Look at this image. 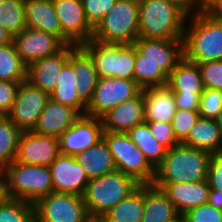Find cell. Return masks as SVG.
I'll use <instances>...</instances> for the list:
<instances>
[{
  "label": "cell",
  "mask_w": 222,
  "mask_h": 222,
  "mask_svg": "<svg viewBox=\"0 0 222 222\" xmlns=\"http://www.w3.org/2000/svg\"><path fill=\"white\" fill-rule=\"evenodd\" d=\"M0 24L13 37L26 26L25 0H4L0 5Z\"/></svg>",
  "instance_id": "35"
},
{
  "label": "cell",
  "mask_w": 222,
  "mask_h": 222,
  "mask_svg": "<svg viewBox=\"0 0 222 222\" xmlns=\"http://www.w3.org/2000/svg\"><path fill=\"white\" fill-rule=\"evenodd\" d=\"M182 143L210 153H222V137L215 119L200 116Z\"/></svg>",
  "instance_id": "28"
},
{
  "label": "cell",
  "mask_w": 222,
  "mask_h": 222,
  "mask_svg": "<svg viewBox=\"0 0 222 222\" xmlns=\"http://www.w3.org/2000/svg\"><path fill=\"white\" fill-rule=\"evenodd\" d=\"M103 124L100 117L81 115L59 137V152L76 156L103 139Z\"/></svg>",
  "instance_id": "12"
},
{
  "label": "cell",
  "mask_w": 222,
  "mask_h": 222,
  "mask_svg": "<svg viewBox=\"0 0 222 222\" xmlns=\"http://www.w3.org/2000/svg\"><path fill=\"white\" fill-rule=\"evenodd\" d=\"M61 27V41L81 46L93 38L94 29L88 23L82 0H53Z\"/></svg>",
  "instance_id": "11"
},
{
  "label": "cell",
  "mask_w": 222,
  "mask_h": 222,
  "mask_svg": "<svg viewBox=\"0 0 222 222\" xmlns=\"http://www.w3.org/2000/svg\"><path fill=\"white\" fill-rule=\"evenodd\" d=\"M207 203L222 210V192L216 189H210Z\"/></svg>",
  "instance_id": "48"
},
{
  "label": "cell",
  "mask_w": 222,
  "mask_h": 222,
  "mask_svg": "<svg viewBox=\"0 0 222 222\" xmlns=\"http://www.w3.org/2000/svg\"><path fill=\"white\" fill-rule=\"evenodd\" d=\"M10 198L8 194L7 179L2 170H0V205Z\"/></svg>",
  "instance_id": "49"
},
{
  "label": "cell",
  "mask_w": 222,
  "mask_h": 222,
  "mask_svg": "<svg viewBox=\"0 0 222 222\" xmlns=\"http://www.w3.org/2000/svg\"><path fill=\"white\" fill-rule=\"evenodd\" d=\"M86 222H103L101 218L90 217Z\"/></svg>",
  "instance_id": "54"
},
{
  "label": "cell",
  "mask_w": 222,
  "mask_h": 222,
  "mask_svg": "<svg viewBox=\"0 0 222 222\" xmlns=\"http://www.w3.org/2000/svg\"><path fill=\"white\" fill-rule=\"evenodd\" d=\"M188 16L168 0H139V37L184 39Z\"/></svg>",
  "instance_id": "2"
},
{
  "label": "cell",
  "mask_w": 222,
  "mask_h": 222,
  "mask_svg": "<svg viewBox=\"0 0 222 222\" xmlns=\"http://www.w3.org/2000/svg\"><path fill=\"white\" fill-rule=\"evenodd\" d=\"M168 195L178 214H186L189 210L206 204L210 186L207 180L192 183H153Z\"/></svg>",
  "instance_id": "20"
},
{
  "label": "cell",
  "mask_w": 222,
  "mask_h": 222,
  "mask_svg": "<svg viewBox=\"0 0 222 222\" xmlns=\"http://www.w3.org/2000/svg\"><path fill=\"white\" fill-rule=\"evenodd\" d=\"M176 111L174 92L167 85L144 89L145 122L171 123Z\"/></svg>",
  "instance_id": "22"
},
{
  "label": "cell",
  "mask_w": 222,
  "mask_h": 222,
  "mask_svg": "<svg viewBox=\"0 0 222 222\" xmlns=\"http://www.w3.org/2000/svg\"><path fill=\"white\" fill-rule=\"evenodd\" d=\"M76 162L91 179L116 171V165L104 139L74 156Z\"/></svg>",
  "instance_id": "25"
},
{
  "label": "cell",
  "mask_w": 222,
  "mask_h": 222,
  "mask_svg": "<svg viewBox=\"0 0 222 222\" xmlns=\"http://www.w3.org/2000/svg\"><path fill=\"white\" fill-rule=\"evenodd\" d=\"M221 111L222 90L205 88L200 95V116L204 118L215 119Z\"/></svg>",
  "instance_id": "38"
},
{
  "label": "cell",
  "mask_w": 222,
  "mask_h": 222,
  "mask_svg": "<svg viewBox=\"0 0 222 222\" xmlns=\"http://www.w3.org/2000/svg\"><path fill=\"white\" fill-rule=\"evenodd\" d=\"M49 169L54 192L83 196L90 178L74 156L60 154Z\"/></svg>",
  "instance_id": "17"
},
{
  "label": "cell",
  "mask_w": 222,
  "mask_h": 222,
  "mask_svg": "<svg viewBox=\"0 0 222 222\" xmlns=\"http://www.w3.org/2000/svg\"><path fill=\"white\" fill-rule=\"evenodd\" d=\"M211 153L184 143L167 151L153 183H192L207 180Z\"/></svg>",
  "instance_id": "1"
},
{
  "label": "cell",
  "mask_w": 222,
  "mask_h": 222,
  "mask_svg": "<svg viewBox=\"0 0 222 222\" xmlns=\"http://www.w3.org/2000/svg\"><path fill=\"white\" fill-rule=\"evenodd\" d=\"M207 181L210 189L222 192V153H211Z\"/></svg>",
  "instance_id": "44"
},
{
  "label": "cell",
  "mask_w": 222,
  "mask_h": 222,
  "mask_svg": "<svg viewBox=\"0 0 222 222\" xmlns=\"http://www.w3.org/2000/svg\"><path fill=\"white\" fill-rule=\"evenodd\" d=\"M83 196L51 192L34 203V222H86Z\"/></svg>",
  "instance_id": "9"
},
{
  "label": "cell",
  "mask_w": 222,
  "mask_h": 222,
  "mask_svg": "<svg viewBox=\"0 0 222 222\" xmlns=\"http://www.w3.org/2000/svg\"><path fill=\"white\" fill-rule=\"evenodd\" d=\"M211 1H213V0H194L196 6L200 10H203Z\"/></svg>",
  "instance_id": "51"
},
{
  "label": "cell",
  "mask_w": 222,
  "mask_h": 222,
  "mask_svg": "<svg viewBox=\"0 0 222 222\" xmlns=\"http://www.w3.org/2000/svg\"><path fill=\"white\" fill-rule=\"evenodd\" d=\"M143 89L135 80L100 77L86 115L101 117L108 110L138 95Z\"/></svg>",
  "instance_id": "10"
},
{
  "label": "cell",
  "mask_w": 222,
  "mask_h": 222,
  "mask_svg": "<svg viewBox=\"0 0 222 222\" xmlns=\"http://www.w3.org/2000/svg\"><path fill=\"white\" fill-rule=\"evenodd\" d=\"M80 116L81 114L73 107L49 98L33 131L40 135L58 138Z\"/></svg>",
  "instance_id": "21"
},
{
  "label": "cell",
  "mask_w": 222,
  "mask_h": 222,
  "mask_svg": "<svg viewBox=\"0 0 222 222\" xmlns=\"http://www.w3.org/2000/svg\"><path fill=\"white\" fill-rule=\"evenodd\" d=\"M180 6L188 15L194 14L200 9L196 6L194 0H168Z\"/></svg>",
  "instance_id": "47"
},
{
  "label": "cell",
  "mask_w": 222,
  "mask_h": 222,
  "mask_svg": "<svg viewBox=\"0 0 222 222\" xmlns=\"http://www.w3.org/2000/svg\"><path fill=\"white\" fill-rule=\"evenodd\" d=\"M13 41V36L0 24V46L10 44Z\"/></svg>",
  "instance_id": "50"
},
{
  "label": "cell",
  "mask_w": 222,
  "mask_h": 222,
  "mask_svg": "<svg viewBox=\"0 0 222 222\" xmlns=\"http://www.w3.org/2000/svg\"><path fill=\"white\" fill-rule=\"evenodd\" d=\"M201 94L174 93L176 108L180 110H199Z\"/></svg>",
  "instance_id": "45"
},
{
  "label": "cell",
  "mask_w": 222,
  "mask_h": 222,
  "mask_svg": "<svg viewBox=\"0 0 222 222\" xmlns=\"http://www.w3.org/2000/svg\"><path fill=\"white\" fill-rule=\"evenodd\" d=\"M104 131L127 133L145 122L144 89L135 97L108 110L101 117Z\"/></svg>",
  "instance_id": "19"
},
{
  "label": "cell",
  "mask_w": 222,
  "mask_h": 222,
  "mask_svg": "<svg viewBox=\"0 0 222 222\" xmlns=\"http://www.w3.org/2000/svg\"><path fill=\"white\" fill-rule=\"evenodd\" d=\"M0 222H34V203L9 198L0 205Z\"/></svg>",
  "instance_id": "36"
},
{
  "label": "cell",
  "mask_w": 222,
  "mask_h": 222,
  "mask_svg": "<svg viewBox=\"0 0 222 222\" xmlns=\"http://www.w3.org/2000/svg\"><path fill=\"white\" fill-rule=\"evenodd\" d=\"M222 25V19H215Z\"/></svg>",
  "instance_id": "55"
},
{
  "label": "cell",
  "mask_w": 222,
  "mask_h": 222,
  "mask_svg": "<svg viewBox=\"0 0 222 222\" xmlns=\"http://www.w3.org/2000/svg\"><path fill=\"white\" fill-rule=\"evenodd\" d=\"M22 130L7 116L0 115V170L14 162Z\"/></svg>",
  "instance_id": "32"
},
{
  "label": "cell",
  "mask_w": 222,
  "mask_h": 222,
  "mask_svg": "<svg viewBox=\"0 0 222 222\" xmlns=\"http://www.w3.org/2000/svg\"><path fill=\"white\" fill-rule=\"evenodd\" d=\"M26 26L53 34L61 40V27L53 0H25Z\"/></svg>",
  "instance_id": "24"
},
{
  "label": "cell",
  "mask_w": 222,
  "mask_h": 222,
  "mask_svg": "<svg viewBox=\"0 0 222 222\" xmlns=\"http://www.w3.org/2000/svg\"><path fill=\"white\" fill-rule=\"evenodd\" d=\"M145 206L144 184L124 198L102 217L103 222H141Z\"/></svg>",
  "instance_id": "29"
},
{
  "label": "cell",
  "mask_w": 222,
  "mask_h": 222,
  "mask_svg": "<svg viewBox=\"0 0 222 222\" xmlns=\"http://www.w3.org/2000/svg\"><path fill=\"white\" fill-rule=\"evenodd\" d=\"M117 0H82L84 13L90 26L95 29Z\"/></svg>",
  "instance_id": "39"
},
{
  "label": "cell",
  "mask_w": 222,
  "mask_h": 222,
  "mask_svg": "<svg viewBox=\"0 0 222 222\" xmlns=\"http://www.w3.org/2000/svg\"><path fill=\"white\" fill-rule=\"evenodd\" d=\"M76 45L67 44L57 53L32 62L27 68V81L50 94L57 85L60 71L68 63Z\"/></svg>",
  "instance_id": "18"
},
{
  "label": "cell",
  "mask_w": 222,
  "mask_h": 222,
  "mask_svg": "<svg viewBox=\"0 0 222 222\" xmlns=\"http://www.w3.org/2000/svg\"><path fill=\"white\" fill-rule=\"evenodd\" d=\"M217 126L220 130L221 137H222V111L218 114V116L215 118Z\"/></svg>",
  "instance_id": "53"
},
{
  "label": "cell",
  "mask_w": 222,
  "mask_h": 222,
  "mask_svg": "<svg viewBox=\"0 0 222 222\" xmlns=\"http://www.w3.org/2000/svg\"><path fill=\"white\" fill-rule=\"evenodd\" d=\"M81 47L92 58L99 77L134 80V43H103L91 39Z\"/></svg>",
  "instance_id": "7"
},
{
  "label": "cell",
  "mask_w": 222,
  "mask_h": 222,
  "mask_svg": "<svg viewBox=\"0 0 222 222\" xmlns=\"http://www.w3.org/2000/svg\"><path fill=\"white\" fill-rule=\"evenodd\" d=\"M204 88L222 90V60L197 63Z\"/></svg>",
  "instance_id": "40"
},
{
  "label": "cell",
  "mask_w": 222,
  "mask_h": 222,
  "mask_svg": "<svg viewBox=\"0 0 222 222\" xmlns=\"http://www.w3.org/2000/svg\"><path fill=\"white\" fill-rule=\"evenodd\" d=\"M103 139L113 156L117 170L140 184H152L156 170L127 133L104 131Z\"/></svg>",
  "instance_id": "8"
},
{
  "label": "cell",
  "mask_w": 222,
  "mask_h": 222,
  "mask_svg": "<svg viewBox=\"0 0 222 222\" xmlns=\"http://www.w3.org/2000/svg\"><path fill=\"white\" fill-rule=\"evenodd\" d=\"M166 85L174 93L202 94L205 89L198 64L185 57L169 73Z\"/></svg>",
  "instance_id": "26"
},
{
  "label": "cell",
  "mask_w": 222,
  "mask_h": 222,
  "mask_svg": "<svg viewBox=\"0 0 222 222\" xmlns=\"http://www.w3.org/2000/svg\"><path fill=\"white\" fill-rule=\"evenodd\" d=\"M59 155L58 138L40 135L33 130L22 131L17 162L49 167Z\"/></svg>",
  "instance_id": "15"
},
{
  "label": "cell",
  "mask_w": 222,
  "mask_h": 222,
  "mask_svg": "<svg viewBox=\"0 0 222 222\" xmlns=\"http://www.w3.org/2000/svg\"><path fill=\"white\" fill-rule=\"evenodd\" d=\"M76 83L77 77L73 67L67 63L60 71L56 88L49 94V97L53 101L73 107L81 115H85L87 105L78 96Z\"/></svg>",
  "instance_id": "30"
},
{
  "label": "cell",
  "mask_w": 222,
  "mask_h": 222,
  "mask_svg": "<svg viewBox=\"0 0 222 222\" xmlns=\"http://www.w3.org/2000/svg\"><path fill=\"white\" fill-rule=\"evenodd\" d=\"M203 11L213 19H222V0L211 1Z\"/></svg>",
  "instance_id": "46"
},
{
  "label": "cell",
  "mask_w": 222,
  "mask_h": 222,
  "mask_svg": "<svg viewBox=\"0 0 222 222\" xmlns=\"http://www.w3.org/2000/svg\"><path fill=\"white\" fill-rule=\"evenodd\" d=\"M134 45L143 55V59L158 65L167 76L184 58L183 39H156L139 37L134 42Z\"/></svg>",
  "instance_id": "16"
},
{
  "label": "cell",
  "mask_w": 222,
  "mask_h": 222,
  "mask_svg": "<svg viewBox=\"0 0 222 222\" xmlns=\"http://www.w3.org/2000/svg\"><path fill=\"white\" fill-rule=\"evenodd\" d=\"M68 63L73 67L77 77L76 91L80 99L88 105L99 80L96 67L90 55L77 46L70 54Z\"/></svg>",
  "instance_id": "23"
},
{
  "label": "cell",
  "mask_w": 222,
  "mask_h": 222,
  "mask_svg": "<svg viewBox=\"0 0 222 222\" xmlns=\"http://www.w3.org/2000/svg\"><path fill=\"white\" fill-rule=\"evenodd\" d=\"M27 68L13 42L0 46V80L24 82L27 80Z\"/></svg>",
  "instance_id": "33"
},
{
  "label": "cell",
  "mask_w": 222,
  "mask_h": 222,
  "mask_svg": "<svg viewBox=\"0 0 222 222\" xmlns=\"http://www.w3.org/2000/svg\"><path fill=\"white\" fill-rule=\"evenodd\" d=\"M127 134L145 155L148 163L156 170L161 165L168 149L151 134L148 124L146 122L138 124Z\"/></svg>",
  "instance_id": "31"
},
{
  "label": "cell",
  "mask_w": 222,
  "mask_h": 222,
  "mask_svg": "<svg viewBox=\"0 0 222 222\" xmlns=\"http://www.w3.org/2000/svg\"><path fill=\"white\" fill-rule=\"evenodd\" d=\"M2 171L7 179L10 198L35 203L53 192L51 173L47 166L24 164L15 160Z\"/></svg>",
  "instance_id": "6"
},
{
  "label": "cell",
  "mask_w": 222,
  "mask_h": 222,
  "mask_svg": "<svg viewBox=\"0 0 222 222\" xmlns=\"http://www.w3.org/2000/svg\"><path fill=\"white\" fill-rule=\"evenodd\" d=\"M49 94L29 81L20 83L16 99L7 116L22 130H33L42 114Z\"/></svg>",
  "instance_id": "13"
},
{
  "label": "cell",
  "mask_w": 222,
  "mask_h": 222,
  "mask_svg": "<svg viewBox=\"0 0 222 222\" xmlns=\"http://www.w3.org/2000/svg\"><path fill=\"white\" fill-rule=\"evenodd\" d=\"M145 206L141 222H166L178 213L168 195L152 184H144Z\"/></svg>",
  "instance_id": "27"
},
{
  "label": "cell",
  "mask_w": 222,
  "mask_h": 222,
  "mask_svg": "<svg viewBox=\"0 0 222 222\" xmlns=\"http://www.w3.org/2000/svg\"><path fill=\"white\" fill-rule=\"evenodd\" d=\"M20 83L0 80V115H7L12 109Z\"/></svg>",
  "instance_id": "43"
},
{
  "label": "cell",
  "mask_w": 222,
  "mask_h": 222,
  "mask_svg": "<svg viewBox=\"0 0 222 222\" xmlns=\"http://www.w3.org/2000/svg\"><path fill=\"white\" fill-rule=\"evenodd\" d=\"M200 118L199 110H180L177 109L171 125L176 139L182 143L188 136L193 125Z\"/></svg>",
  "instance_id": "37"
},
{
  "label": "cell",
  "mask_w": 222,
  "mask_h": 222,
  "mask_svg": "<svg viewBox=\"0 0 222 222\" xmlns=\"http://www.w3.org/2000/svg\"><path fill=\"white\" fill-rule=\"evenodd\" d=\"M151 134L168 150L180 143L174 134L171 123L146 122Z\"/></svg>",
  "instance_id": "42"
},
{
  "label": "cell",
  "mask_w": 222,
  "mask_h": 222,
  "mask_svg": "<svg viewBox=\"0 0 222 222\" xmlns=\"http://www.w3.org/2000/svg\"><path fill=\"white\" fill-rule=\"evenodd\" d=\"M187 20L183 39L184 57L196 64L222 60V25L203 10L189 15Z\"/></svg>",
  "instance_id": "3"
},
{
  "label": "cell",
  "mask_w": 222,
  "mask_h": 222,
  "mask_svg": "<svg viewBox=\"0 0 222 222\" xmlns=\"http://www.w3.org/2000/svg\"><path fill=\"white\" fill-rule=\"evenodd\" d=\"M185 218L186 222H222V210L206 203L189 210Z\"/></svg>",
  "instance_id": "41"
},
{
  "label": "cell",
  "mask_w": 222,
  "mask_h": 222,
  "mask_svg": "<svg viewBox=\"0 0 222 222\" xmlns=\"http://www.w3.org/2000/svg\"><path fill=\"white\" fill-rule=\"evenodd\" d=\"M168 76L158 65L143 59L135 47L134 80L142 88L165 86Z\"/></svg>",
  "instance_id": "34"
},
{
  "label": "cell",
  "mask_w": 222,
  "mask_h": 222,
  "mask_svg": "<svg viewBox=\"0 0 222 222\" xmlns=\"http://www.w3.org/2000/svg\"><path fill=\"white\" fill-rule=\"evenodd\" d=\"M139 0H117L94 29L93 40L132 44L139 38Z\"/></svg>",
  "instance_id": "5"
},
{
  "label": "cell",
  "mask_w": 222,
  "mask_h": 222,
  "mask_svg": "<svg viewBox=\"0 0 222 222\" xmlns=\"http://www.w3.org/2000/svg\"><path fill=\"white\" fill-rule=\"evenodd\" d=\"M12 42L16 52L27 66L36 60L57 53L65 46L57 36L28 27L15 35Z\"/></svg>",
  "instance_id": "14"
},
{
  "label": "cell",
  "mask_w": 222,
  "mask_h": 222,
  "mask_svg": "<svg viewBox=\"0 0 222 222\" xmlns=\"http://www.w3.org/2000/svg\"><path fill=\"white\" fill-rule=\"evenodd\" d=\"M166 222H186V218L184 214H177L174 218Z\"/></svg>",
  "instance_id": "52"
},
{
  "label": "cell",
  "mask_w": 222,
  "mask_h": 222,
  "mask_svg": "<svg viewBox=\"0 0 222 222\" xmlns=\"http://www.w3.org/2000/svg\"><path fill=\"white\" fill-rule=\"evenodd\" d=\"M139 186L134 178L119 170L91 178L83 194L89 216L101 218Z\"/></svg>",
  "instance_id": "4"
}]
</instances>
